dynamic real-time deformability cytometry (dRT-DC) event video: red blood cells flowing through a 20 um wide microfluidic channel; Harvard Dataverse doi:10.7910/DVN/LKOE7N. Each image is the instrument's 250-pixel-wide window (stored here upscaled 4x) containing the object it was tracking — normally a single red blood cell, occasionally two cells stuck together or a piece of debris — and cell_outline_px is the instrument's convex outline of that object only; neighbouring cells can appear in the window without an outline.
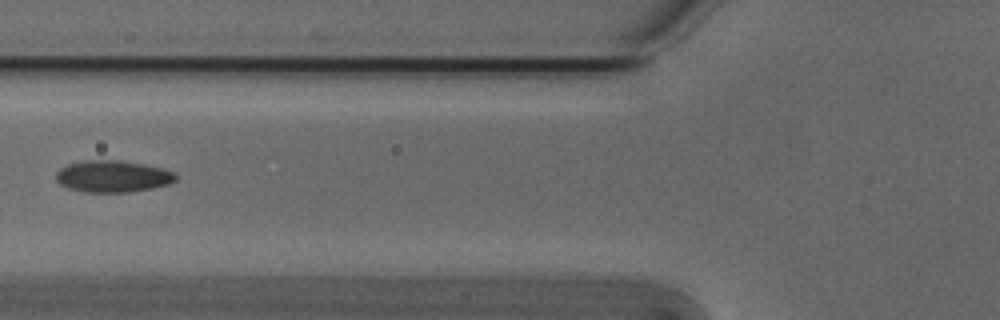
{"species": "Egyptian fruit bat (a non-hibernating species)", "species_latin": "Rousettus aegyptiacus", "temperature_condition": "cold", "stored_images_in_passage": 5, "camera_frame_rate_fps": 3000, "um_per_image_px": 0.085, "animal": {"sex": "male"}, "frame": {"image": 1, "passage_image": 5, "time_ms": 1.333, "image_size_px": [1000, 320], "cell_outline_px": [[176, 180], [168, 184], [152, 188], [128, 192], [84, 192], [68, 188], [60, 184], [56, 180], [56, 172], [60, 168], [68, 164], [84, 160], [116, 160], [144, 164], [164, 168], [172, 172], [176, 176]], "centroid_in_image_um": [9.56, 14.99], "position_along_channel_um": 116.2, "area_um2": 22.14}}